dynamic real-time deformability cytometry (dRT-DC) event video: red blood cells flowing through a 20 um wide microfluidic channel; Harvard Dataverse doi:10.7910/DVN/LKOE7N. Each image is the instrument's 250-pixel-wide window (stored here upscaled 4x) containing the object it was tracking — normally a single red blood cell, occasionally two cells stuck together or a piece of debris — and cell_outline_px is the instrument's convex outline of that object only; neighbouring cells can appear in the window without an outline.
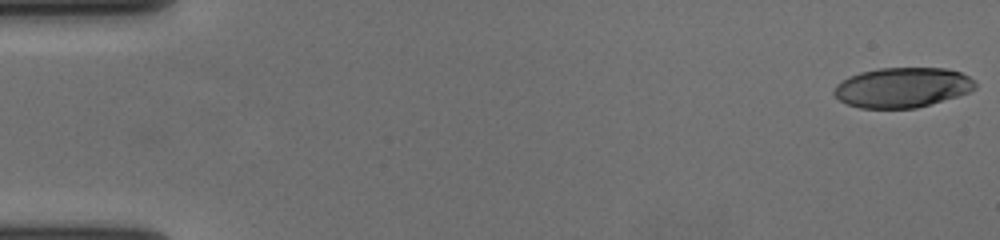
{"species": "human", "species_latin": "Homo sapiens", "temperature_condition": "cold", "stored_images_in_passage": 58, "camera_frame_rate_fps": 3000, "um_per_image_px": 0.085, "donor": {"sex": "female"}, "frame": {"image": 1, "passage_image": 1, "time_ms": 0.0, "image_size_px": [1000, 240], "cell_outline_px": [[976, 88], [968, 92], [956, 96], [916, 108], [860, 108], [848, 104], [840, 100], [832, 92], [836, 84], [848, 76], [860, 72], [880, 68], [948, 68], [960, 72], [968, 76], [976, 84]], "centroid_in_image_um": [76.67, 7.43], "position_along_channel_um": 8.3, "area_um2": 32.77}}
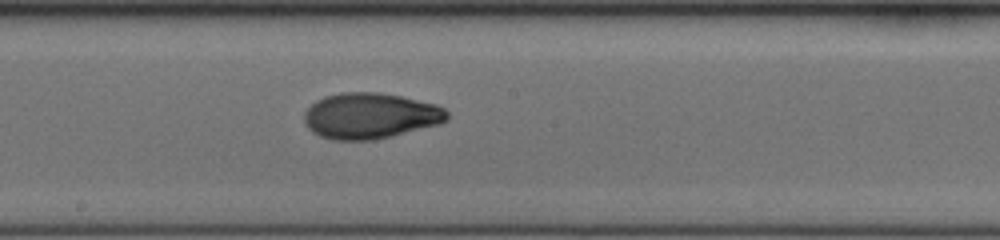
{"frame": {"image": 2, "passage_image": 32, "time_ms": 10.333, "image_size_px": [1000, 240], "cell_outline_px": [[448, 120], [440, 124], [372, 140], [332, 140], [320, 136], [312, 132], [304, 124], [304, 112], [316, 100], [324, 96], [340, 92], [380, 92], [400, 96], [436, 104], [444, 108], [448, 112]], "centroid_in_image_um": [31.45, 9.84], "position_along_channel_um": 216.8, "area_um2": 38.26}}
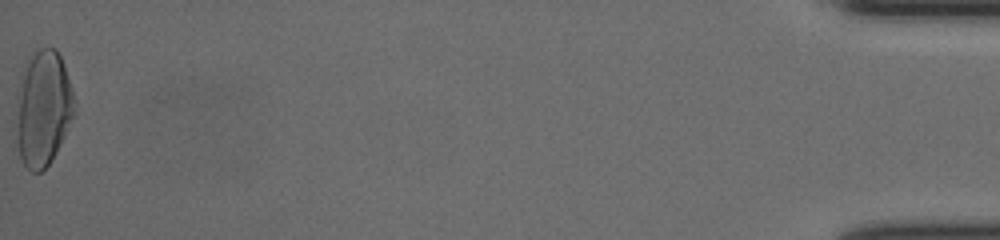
{"frame": {"image": 3, "passage_image": 58, "time_ms": 19.0, "image_size_px": [1000, 240], "cell_outline_px": [[76, 100], [72, 116], [64, 136], [56, 152], [48, 164], [40, 172], [32, 172], [24, 164], [20, 156], [16, 140], [16, 96], [20, 76], [32, 48], [56, 48], [60, 56]], "centroid_in_image_um": [3.62, 9.16], "position_along_channel_um": 431.6, "area_um2": 39.42}, "authors_computed_cell_mechanics": {"area_um2": 36.0383, "velocity_mm_per_s": 3.6419, "shape_relaxation_time_tau1_ms": 4.5667, "shape_relaxation_time_tau2_ms": 1.4781, "deformation_change_tau1": 0.1899, "deformation_change_tau2": 0.0589}}